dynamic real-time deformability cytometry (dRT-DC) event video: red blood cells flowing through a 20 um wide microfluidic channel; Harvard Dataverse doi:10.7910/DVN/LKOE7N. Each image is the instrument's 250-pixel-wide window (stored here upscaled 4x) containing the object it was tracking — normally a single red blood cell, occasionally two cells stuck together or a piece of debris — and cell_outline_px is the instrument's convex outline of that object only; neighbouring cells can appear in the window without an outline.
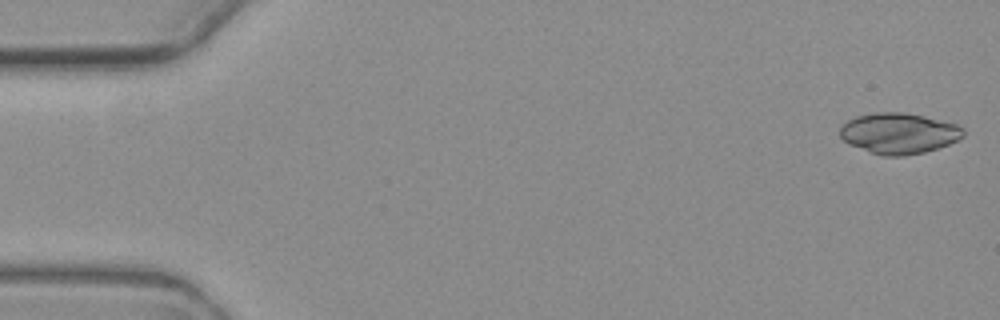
{"species": "common noctule bat (a hibernating species)", "species_latin": "Nyctalus noctula", "temperature_condition": "warm", "stored_images_in_passage": 5, "camera_frame_rate_fps": 3000, "um_per_image_px": 0.085, "animal": {"sex": "female", "body_mass_g": 19.3, "forearm_length_mm": 54.1}, "frame": {"image": 1, "passage_image": 1, "time_ms": 0.0, "image_size_px": [1000, 320], "cell_outline_px": [[964, 136], [948, 144], [924, 152], [904, 156], [884, 156], [848, 144], [840, 136], [840, 128], [848, 120], [856, 116], [876, 112], [904, 112], [924, 116], [956, 124], [964, 128]], "centroid_in_image_um": [76.4, 11.32], "position_along_channel_um": 8.6, "area_um2": 29.13}}